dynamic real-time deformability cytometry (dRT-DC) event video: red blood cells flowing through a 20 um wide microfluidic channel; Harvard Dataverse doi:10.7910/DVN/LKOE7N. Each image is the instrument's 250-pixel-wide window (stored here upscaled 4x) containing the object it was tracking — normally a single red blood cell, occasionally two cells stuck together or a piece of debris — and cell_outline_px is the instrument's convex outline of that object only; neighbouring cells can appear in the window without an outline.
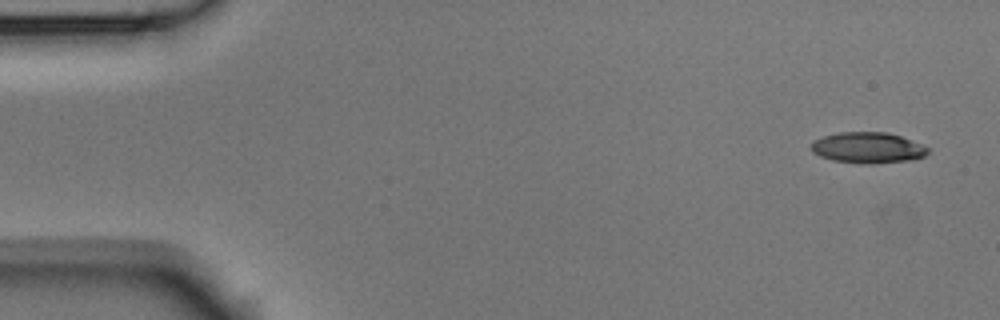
{"species": "Egyptian fruit bat (a non-hibernating species)", "species_latin": "Rousettus aegyptiacus", "temperature_condition": "room temperature", "stored_images_in_passage": 3, "camera_frame_rate_fps": 3000, "um_per_image_px": 0.085, "animal": {"sex": "male"}, "frame": {"image": 1, "passage_image": 1, "time_ms": 0.0, "image_size_px": [1000, 320], "cell_outline_px": [[928, 152], [924, 156], [912, 160], [832, 160], [820, 156], [812, 152], [812, 140], [824, 136], [840, 132], [888, 132], [900, 136], [920, 144], [928, 148]], "centroid_in_image_um": [73.73, 12.49], "position_along_channel_um": 11.3, "area_um2": 19.71}}